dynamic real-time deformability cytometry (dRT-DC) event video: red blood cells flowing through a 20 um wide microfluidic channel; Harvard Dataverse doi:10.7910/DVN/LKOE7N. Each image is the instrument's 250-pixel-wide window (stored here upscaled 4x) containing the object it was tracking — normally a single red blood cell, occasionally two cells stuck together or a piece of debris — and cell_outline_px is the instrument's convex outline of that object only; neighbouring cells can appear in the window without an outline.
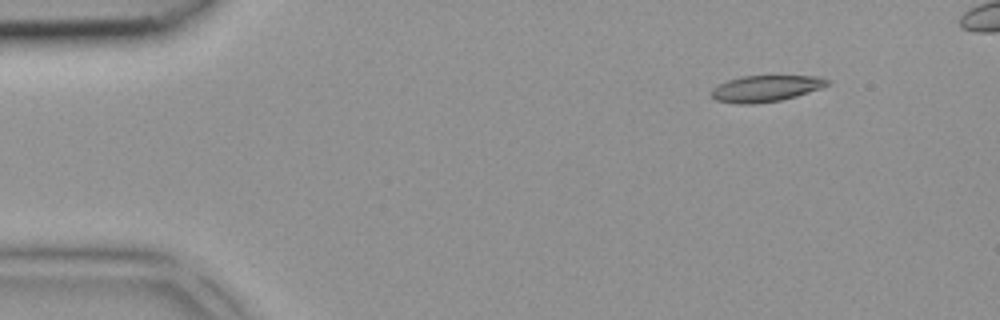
{"species": "common noctule bat (a hibernating species)", "species_latin": "Nyctalus noctula", "temperature_condition": "room temperature", "stored_images_in_passage": 4, "camera_frame_rate_fps": 3000, "um_per_image_px": 0.085, "animal": {"sex": "female", "body_mass_g": 18.4}, "frame": {"image": 1, "passage_image": 1, "time_ms": 0.0, "image_size_px": [1000, 320], "cell_outline_px": [[832, 84], [796, 96], [780, 100], [752, 104], [736, 104], [716, 100], [712, 96], [712, 88], [728, 80], [740, 76], [820, 76], [832, 80]], "centroid_in_image_um": [65.13, 7.51], "position_along_channel_um": 19.9, "area_um2": 17.8}}